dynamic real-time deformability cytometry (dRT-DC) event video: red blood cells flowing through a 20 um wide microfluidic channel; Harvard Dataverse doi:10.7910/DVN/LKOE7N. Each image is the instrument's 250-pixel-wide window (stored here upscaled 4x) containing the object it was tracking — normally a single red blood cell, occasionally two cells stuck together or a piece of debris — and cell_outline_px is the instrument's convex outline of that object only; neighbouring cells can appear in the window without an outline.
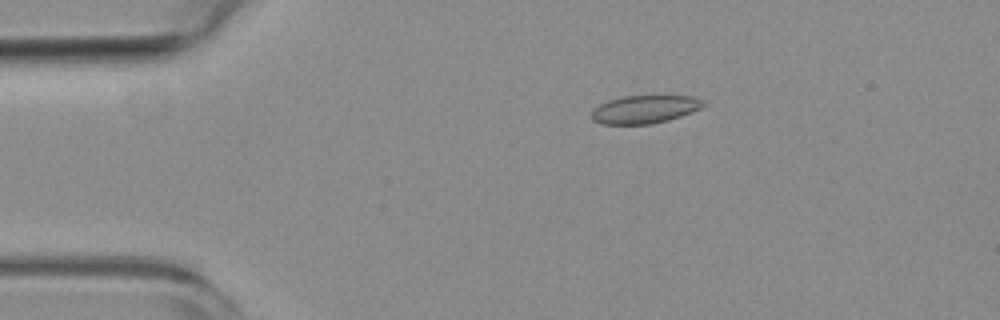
{"species": "common noctule bat (a hibernating species)", "species_latin": "Nyctalus noctula", "temperature_condition": "room temperature", "stored_images_in_passage": 9, "camera_frame_rate_fps": 3000, "um_per_image_px": 0.085, "animal": {"sex": "female", "body_mass_g": 19.3, "forearm_length_mm": 54.1}, "frame": {"image": 1, "passage_image": 3, "time_ms": 0.667, "image_size_px": [1000, 320], "cell_outline_px": [[704, 104], [700, 108], [680, 116], [668, 120], [652, 124], [600, 124], [592, 120], [592, 112], [600, 104], [608, 100], [624, 96], [692, 96], [704, 100]], "centroid_in_image_um": [54.78, 9.29], "position_along_channel_um": 30.2, "area_um2": 18.09}}